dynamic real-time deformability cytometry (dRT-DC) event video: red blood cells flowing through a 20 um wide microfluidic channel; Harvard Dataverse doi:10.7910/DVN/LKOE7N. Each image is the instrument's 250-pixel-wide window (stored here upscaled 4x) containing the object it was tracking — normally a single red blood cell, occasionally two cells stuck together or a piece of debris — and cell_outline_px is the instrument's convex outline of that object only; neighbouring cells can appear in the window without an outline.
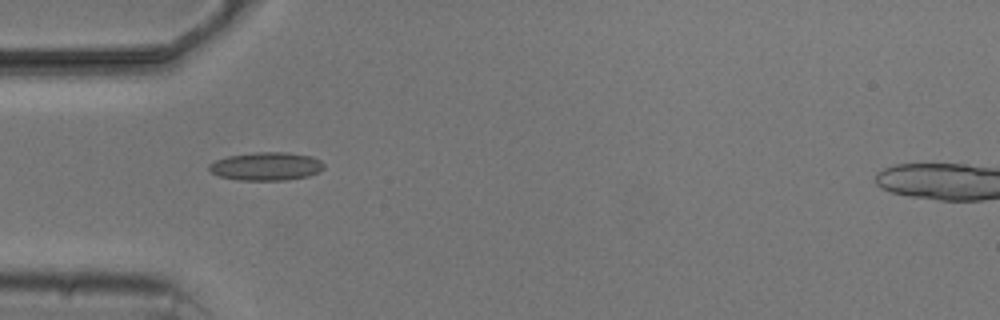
{"species": "common noctule bat (a hibernating species)", "species_latin": "Nyctalus noctula", "temperature_condition": "cold", "stored_images_in_passage": 7, "camera_frame_rate_fps": 3000, "um_per_image_px": 0.085, "animal": {"sex": "male", "body_mass_g": 20.5, "forearm_length_mm": 52.5}, "frame": {"image": 1, "passage_image": 4, "time_ms": 4.333, "image_size_px": [1000, 320], "cell_outline_px": [[324, 168], [320, 172], [308, 176], [288, 180], [240, 180], [220, 176], [212, 172], [208, 168], [208, 164], [216, 160], [228, 156], [252, 152], [288, 152], [312, 156], [320, 160], [324, 164]], "centroid_in_image_um": [22.66, 14.13], "position_along_channel_um": 62.3, "area_um2": 19.02}}
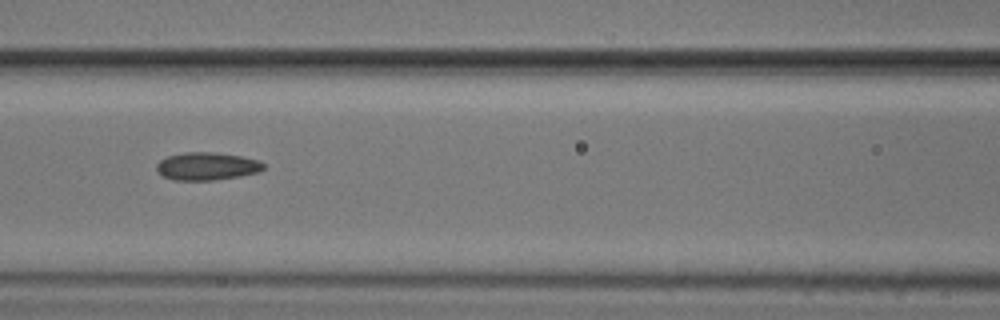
{"frame": {"image": 2, "passage_image": 6, "time_ms": 6.667, "image_size_px": [1000, 320], "cell_outline_px": [[264, 168], [260, 172], [240, 176], [216, 180], [172, 180], [164, 176], [156, 168], [156, 164], [160, 160], [168, 156], [184, 152], [216, 152], [240, 156], [256, 160], [264, 164]], "centroid_in_image_um": [17.58, 14.13], "position_along_channel_um": 149.0, "area_um2": 17.28}}
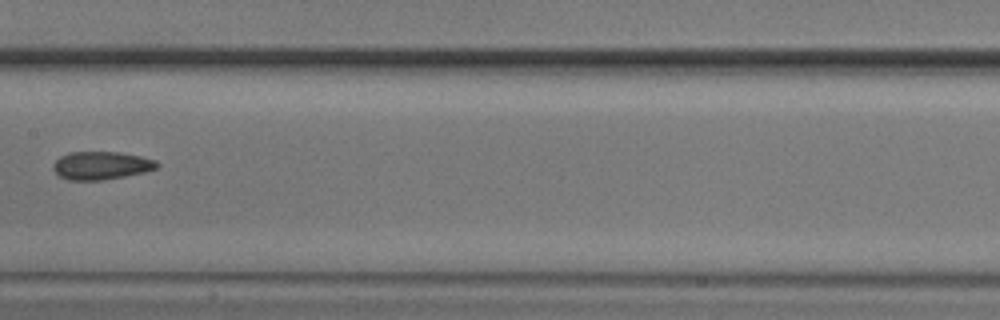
{"frame": {"image": 3, "passage_image": 7, "time_ms": 8.0, "image_size_px": [1000, 320], "cell_outline_px": [[160, 164], [156, 168], [144, 172], [104, 180], [68, 180], [60, 176], [52, 168], [52, 164], [60, 156], [68, 152], [120, 152], [140, 156], [156, 160]], "centroid_in_image_um": [8.59, 14.06], "position_along_channel_um": 198.8, "area_um2": 16.99}}